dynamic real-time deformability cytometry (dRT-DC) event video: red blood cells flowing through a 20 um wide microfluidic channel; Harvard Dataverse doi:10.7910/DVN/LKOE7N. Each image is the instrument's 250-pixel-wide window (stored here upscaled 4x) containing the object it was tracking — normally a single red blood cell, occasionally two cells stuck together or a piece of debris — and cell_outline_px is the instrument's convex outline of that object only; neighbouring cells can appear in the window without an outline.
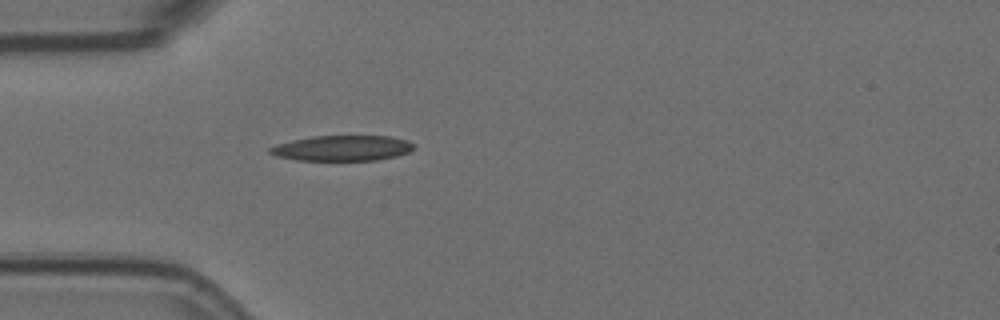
{"species": "Egyptian fruit bat (a non-hibernating species)", "species_latin": "Rousettus aegyptiacus", "temperature_condition": "room temperature", "stored_images_in_passage": 3, "camera_frame_rate_fps": 3000, "um_per_image_px": 0.085, "animal": {"sex": "female"}, "frame": {"image": 1, "passage_image": 3, "time_ms": 0.667, "image_size_px": [1000, 320], "cell_outline_px": [[416, 148], [408, 152], [396, 156], [376, 160], [296, 160], [276, 156], [268, 152], [268, 148], [276, 144], [292, 140], [312, 136], [392, 136], [408, 140], [416, 144]], "centroid_in_image_um": [29.11, 12.58], "position_along_channel_um": 55.9, "area_um2": 21.5}}